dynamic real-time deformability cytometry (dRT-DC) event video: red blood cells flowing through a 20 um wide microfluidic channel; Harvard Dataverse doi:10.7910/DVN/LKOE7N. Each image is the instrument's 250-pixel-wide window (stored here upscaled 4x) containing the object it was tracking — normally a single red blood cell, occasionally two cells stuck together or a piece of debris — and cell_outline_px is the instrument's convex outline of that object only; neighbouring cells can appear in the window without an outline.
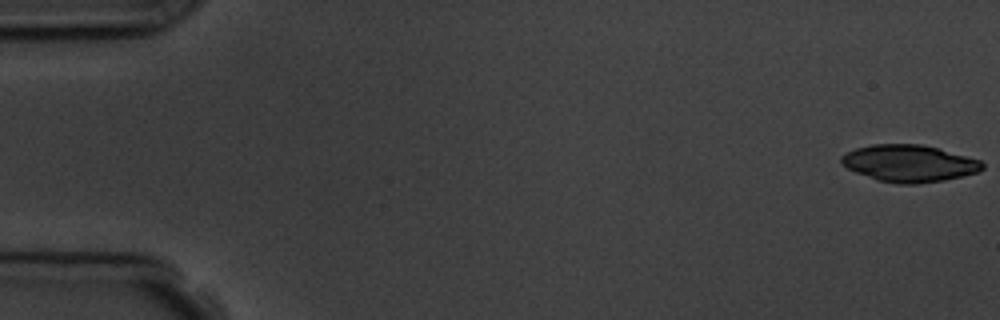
{"species": "common noctule bat (a hibernating species)", "species_latin": "Nyctalus noctula", "temperature_condition": "room temperature", "stored_images_in_passage": 6, "camera_frame_rate_fps": 3000, "um_per_image_px": 0.085, "animal": {"sex": "male", "body_mass_g": 19.5, "forearm_length_mm": 54.6}, "frame": {"image": 1, "passage_image": 1, "time_ms": 0.0, "image_size_px": [1000, 320], "cell_outline_px": [[984, 168], [976, 172], [944, 180], [916, 184], [896, 184], [876, 180], [856, 172], [848, 168], [840, 160], [840, 156], [856, 148], [872, 144], [920, 144], [940, 148], [980, 160], [984, 164]], "centroid_in_image_um": [77.27, 13.88], "position_along_channel_um": 7.7, "area_um2": 30.29}}